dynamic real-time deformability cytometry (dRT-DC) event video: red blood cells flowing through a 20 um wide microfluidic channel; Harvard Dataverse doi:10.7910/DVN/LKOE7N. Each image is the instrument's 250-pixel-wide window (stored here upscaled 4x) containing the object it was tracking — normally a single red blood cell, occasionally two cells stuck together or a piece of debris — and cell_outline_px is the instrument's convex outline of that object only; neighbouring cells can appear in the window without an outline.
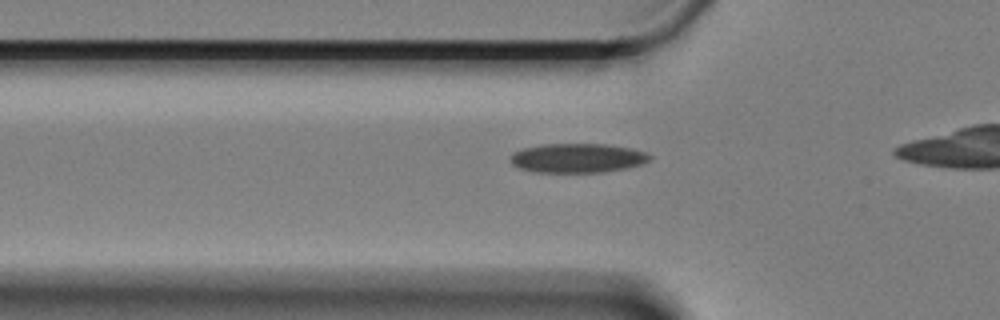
{"species": "Egyptian fruit bat (a non-hibernating species)", "species_latin": "Rousettus aegyptiacus", "temperature_condition": "cold", "stored_images_in_passage": 36, "camera_frame_rate_fps": 3000, "um_per_image_px": 0.085, "animal": {"sex": "female"}, "frame": {"image": 1, "passage_image": 3, "time_ms": 0.667, "image_size_px": [1000, 320], "cell_outline_px": [[652, 156], [648, 160], [640, 164], [624, 168], [604, 172], [536, 172], [520, 168], [512, 164], [512, 152], [524, 148], [540, 144], [608, 144], [632, 148], [644, 152]], "centroid_in_image_um": [49.08, 13.42], "position_along_channel_um": 76.7, "area_um2": 23.58}}
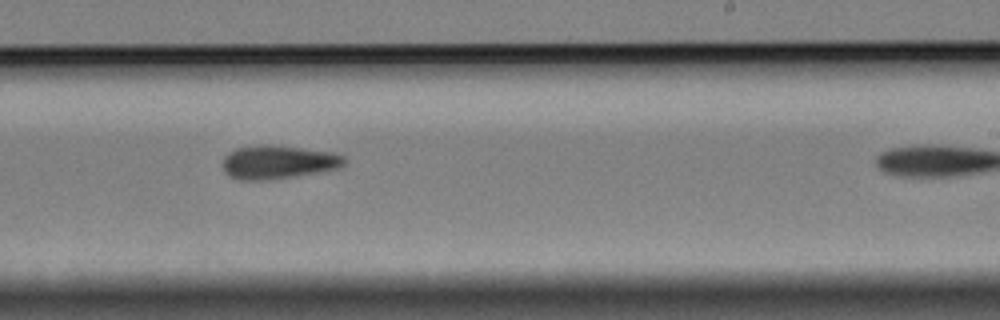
{"frame": {"image": 2, "passage_image": 20, "time_ms": 6.333, "image_size_px": [1000, 320], "cell_outline_px": [[344, 164], [336, 168], [276, 180], [240, 180], [228, 176], [224, 172], [224, 156], [228, 152], [236, 148], [260, 144], [268, 144], [332, 152], [344, 156]], "centroid_in_image_um": [23.58, 13.78], "position_along_channel_um": 265.4, "area_um2": 23.76}}
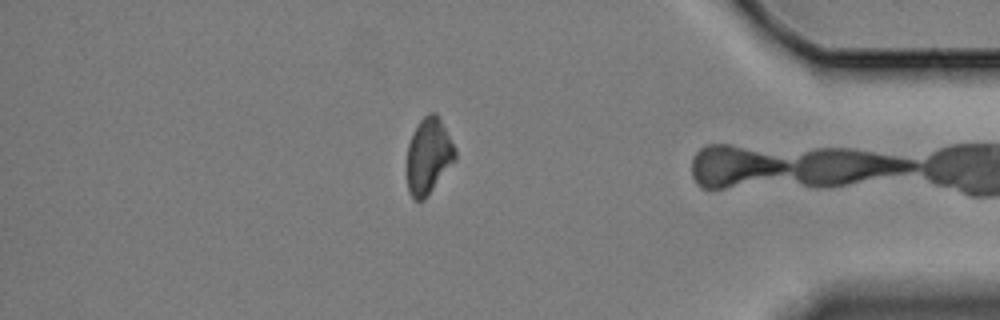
{"frame": {"image": 3, "passage_image": 35, "time_ms": 11.333, "image_size_px": [1000, 320], "cell_outline_px": [[456, 160], [424, 200], [416, 200], [408, 192], [408, 144], [420, 120], [428, 112], [436, 112], [456, 148]], "centroid_in_image_um": [36.45, 13.25], "position_along_channel_um": 398.7, "area_um2": 21.1}}